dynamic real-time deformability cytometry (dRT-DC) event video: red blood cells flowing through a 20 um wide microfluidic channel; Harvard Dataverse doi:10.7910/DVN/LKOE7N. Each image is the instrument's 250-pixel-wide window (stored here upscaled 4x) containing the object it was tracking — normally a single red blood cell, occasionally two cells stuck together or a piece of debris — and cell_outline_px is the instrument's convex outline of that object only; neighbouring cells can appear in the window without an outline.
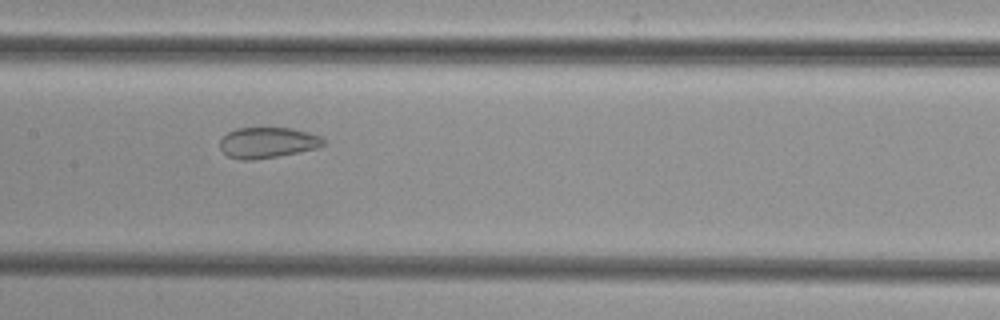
{"species": "common noctule bat (a hibernating species)", "species_latin": "Nyctalus noctula", "temperature_condition": "cold", "stored_images_in_passage": 35, "camera_frame_rate_fps": 3000, "um_per_image_px": 0.085, "animal": {"sex": "female", "body_mass_g": 29.2, "forearm_length_mm": 56.3}, "frame": {"image": 1, "passage_image": 15, "time_ms": 4.667, "image_size_px": [1000, 320], "cell_outline_px": [[324, 144], [316, 148], [300, 152], [252, 160], [240, 160], [228, 156], [220, 148], [220, 140], [228, 132], [236, 128], [292, 128], [308, 132], [320, 136], [324, 140]], "centroid_in_image_um": [22.73, 12.12], "position_along_channel_um": 184.7, "area_um2": 18.44}}
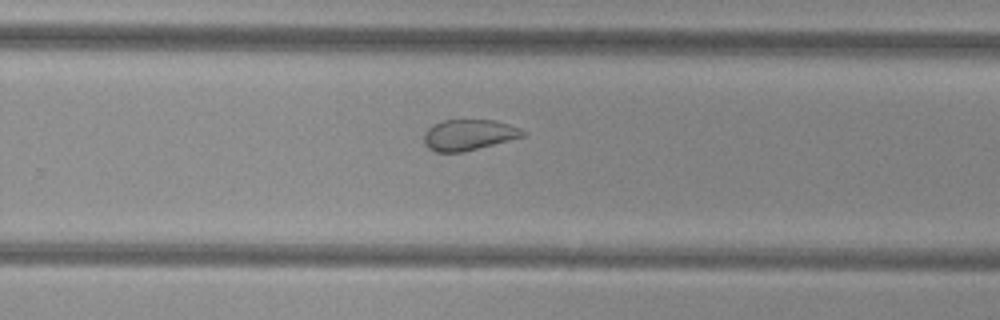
{"frame": {"image": 2, "passage_image": 23, "time_ms": 7.333, "image_size_px": [1000, 320], "cell_outline_px": [[528, 132], [524, 136], [464, 152], [436, 152], [428, 148], [424, 144], [424, 132], [432, 124], [444, 120], [496, 120], [520, 128]], "centroid_in_image_um": [39.83, 11.46], "position_along_channel_um": 290.0, "area_um2": 17.86}}
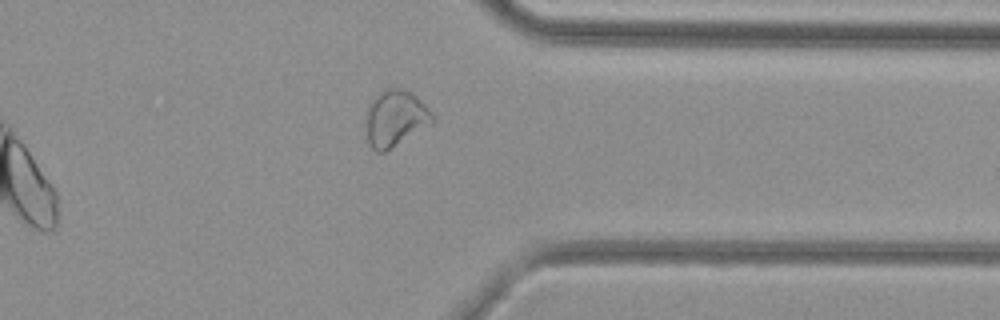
{"frame": {"image": 3, "passage_image": 30, "time_ms": 9.667, "image_size_px": [1000, 320], "cell_outline_px": [[436, 120], [384, 152], [376, 152], [368, 144], [364, 112], [368, 104], [384, 88], [404, 88], [416, 96], [436, 116]], "centroid_in_image_um": [33.56, 10.03], "position_along_channel_um": 377.8, "area_um2": 21.91}}